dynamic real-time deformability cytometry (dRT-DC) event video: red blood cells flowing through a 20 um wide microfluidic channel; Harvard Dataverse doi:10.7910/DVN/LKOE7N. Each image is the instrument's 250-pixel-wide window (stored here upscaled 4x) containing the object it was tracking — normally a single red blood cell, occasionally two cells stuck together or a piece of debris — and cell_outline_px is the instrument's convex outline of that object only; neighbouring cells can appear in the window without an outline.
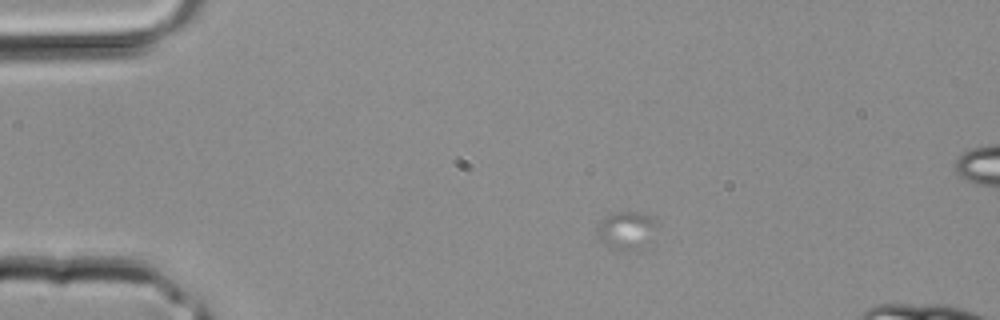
{"species": "common noctule bat (a hibernating species)", "species_latin": "Nyctalus noctula", "temperature_condition": "room temperature", "stored_images_in_passage": 3, "camera_frame_rate_fps": 3000, "um_per_image_px": 0.085, "animal": {"sex": "male", "body_mass_g": 20.4}, "frame": {"image": 1, "passage_image": 1, "time_ms": 0.0, "image_size_px": [1000, 320], "cell_outline_px": [[656, 228], [648, 240], [640, 248], [624, 252], [620, 252], [604, 244], [600, 240], [596, 228], [608, 212], [636, 212], [648, 216], [656, 220]], "centroid_in_image_um": [53.19, 19.58], "position_along_channel_um": 31.8, "area_um2": 13.12}}